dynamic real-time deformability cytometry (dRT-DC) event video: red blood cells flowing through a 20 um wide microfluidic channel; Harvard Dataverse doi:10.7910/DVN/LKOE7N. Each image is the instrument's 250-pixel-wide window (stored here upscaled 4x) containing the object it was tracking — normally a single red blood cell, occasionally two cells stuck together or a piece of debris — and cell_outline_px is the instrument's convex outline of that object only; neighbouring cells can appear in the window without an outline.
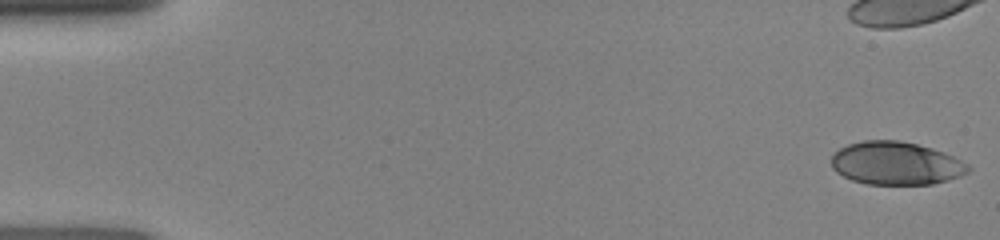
{"species": "human", "species_latin": "Homo sapiens", "temperature_condition": "room temperature", "stored_images_in_passage": 38, "camera_frame_rate_fps": 3000, "um_per_image_px": 0.085, "donor": {"sex": "female"}, "frame": {"image": 1, "passage_image": 1, "time_ms": 0.0, "image_size_px": [1000, 240], "cell_outline_px": [[972, 168], [968, 172], [960, 176], [948, 180], [932, 184], [864, 184], [852, 180], [836, 172], [832, 168], [832, 156], [840, 148], [848, 144], [864, 140], [900, 140], [932, 148], [944, 152], [968, 164]], "centroid_in_image_um": [76.16, 13.88], "position_along_channel_um": 8.8, "area_um2": 34.33}}